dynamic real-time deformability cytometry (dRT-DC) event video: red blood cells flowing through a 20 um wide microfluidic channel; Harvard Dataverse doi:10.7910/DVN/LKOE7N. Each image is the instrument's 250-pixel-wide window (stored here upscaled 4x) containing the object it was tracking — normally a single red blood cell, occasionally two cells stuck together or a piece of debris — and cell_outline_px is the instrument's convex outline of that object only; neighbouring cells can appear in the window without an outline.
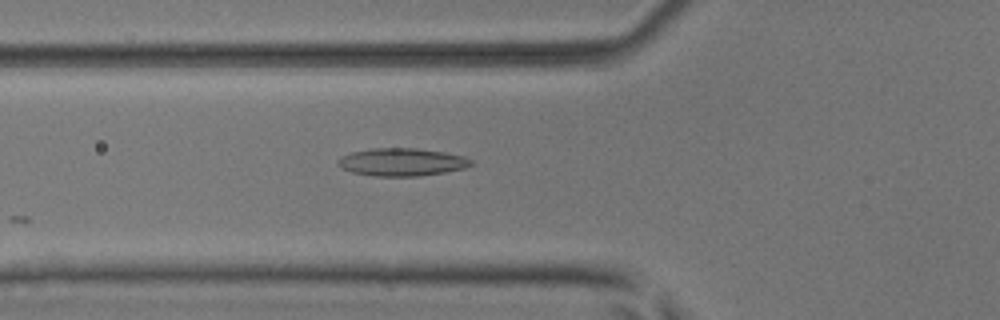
{"species": "common noctule bat (a hibernating species)", "species_latin": "Nyctalus noctula", "temperature_condition": "room temperature", "stored_images_in_passage": 7, "camera_frame_rate_fps": 3000, "um_per_image_px": 0.085, "animal": {"sex": "male", "body_mass_g": 17.9, "forearm_length_mm": 54.2}, "frame": {"image": 1, "passage_image": 4, "time_ms": 1.0, "image_size_px": [1000, 320], "cell_outline_px": [[472, 164], [464, 168], [444, 172], [420, 176], [372, 176], [352, 172], [336, 164], [336, 160], [340, 156], [352, 152], [372, 148], [416, 148], [444, 152], [464, 156], [472, 160]], "centroid_in_image_um": [34.13, 13.77], "position_along_channel_um": 91.7, "area_um2": 21.56}}
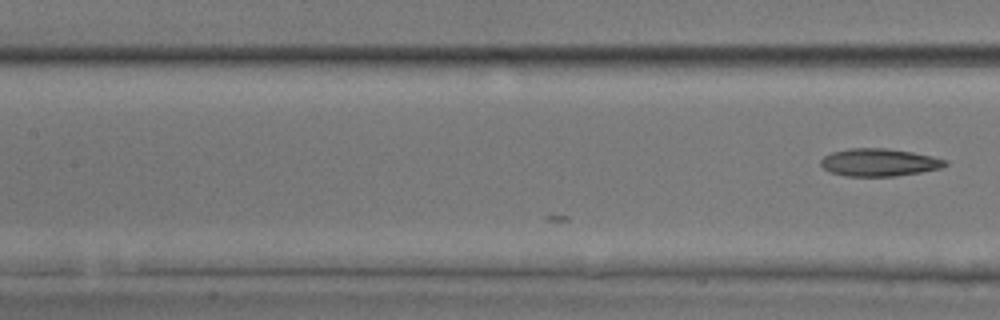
{"frame": {"image": 2, "passage_image": 7, "time_ms": 2.0, "image_size_px": [1000, 320], "cell_outline_px": [[948, 164], [940, 168], [920, 172], [896, 176], [844, 176], [828, 172], [820, 164], [820, 160], [824, 156], [832, 152], [848, 148], [888, 148], [912, 152], [932, 156], [948, 160]], "centroid_in_image_um": [74.7, 13.8], "position_along_channel_um": 132.7, "area_um2": 20.17}}